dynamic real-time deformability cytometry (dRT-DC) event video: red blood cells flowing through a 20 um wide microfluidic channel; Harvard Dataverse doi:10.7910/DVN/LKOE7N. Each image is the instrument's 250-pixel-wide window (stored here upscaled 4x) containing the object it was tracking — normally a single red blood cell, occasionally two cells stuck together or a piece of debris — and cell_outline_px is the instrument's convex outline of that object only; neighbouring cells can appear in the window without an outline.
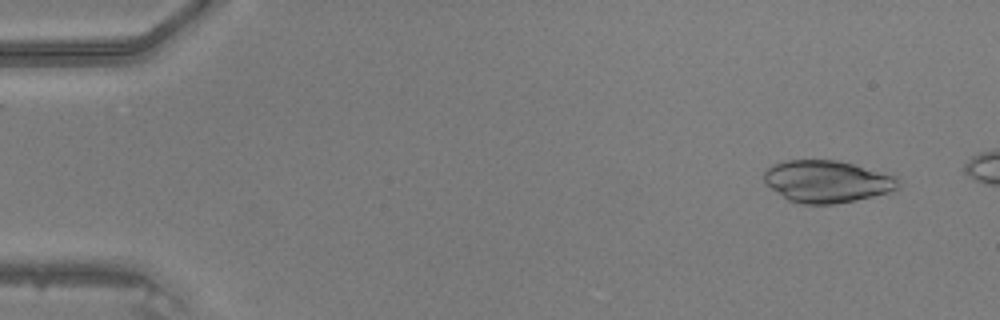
{"species": "common noctule bat (a hibernating species)", "species_latin": "Nyctalus noctula", "temperature_condition": "warm", "stored_images_in_passage": 12, "camera_frame_rate_fps": 3000, "um_per_image_px": 0.085, "animal": {"sex": "male", "body_mass_g": 20.5, "forearm_length_mm": 52.5}, "frame": {"image": 1, "passage_image": 3, "time_ms": 0.667, "image_size_px": [1000, 320], "cell_outline_px": [[900, 188], [888, 192], [856, 200], [832, 204], [804, 204], [788, 200], [764, 184], [764, 172], [772, 164], [784, 160], [836, 160], [852, 164], [896, 176], [900, 180]], "centroid_in_image_um": [70.27, 15.42], "position_along_channel_um": 14.7, "area_um2": 32.95}}